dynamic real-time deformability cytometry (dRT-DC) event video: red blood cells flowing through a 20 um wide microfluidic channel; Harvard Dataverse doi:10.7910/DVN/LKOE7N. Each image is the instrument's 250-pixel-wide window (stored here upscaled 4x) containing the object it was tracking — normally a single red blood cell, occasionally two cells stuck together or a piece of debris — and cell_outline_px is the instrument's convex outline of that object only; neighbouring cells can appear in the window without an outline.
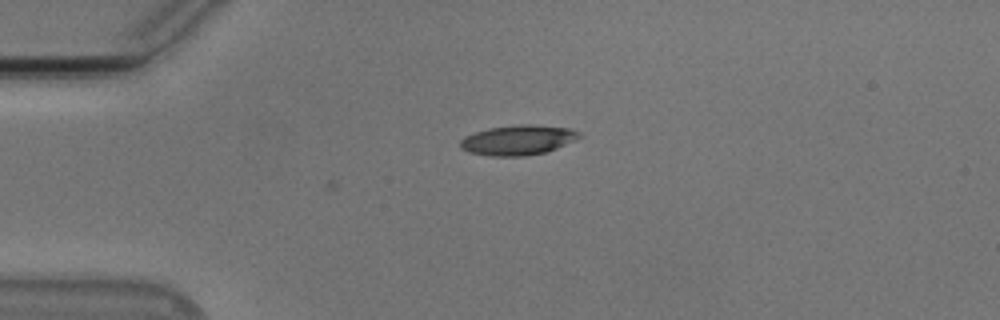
{"species": "Egyptian fruit bat (a non-hibernating species)", "species_latin": "Rousettus aegyptiacus", "temperature_condition": "cold", "stored_images_in_passage": 2, "camera_frame_rate_fps": 3000, "um_per_image_px": 0.085, "animal": {"sex": "male"}, "frame": {"image": 1, "passage_image": 2, "time_ms": 0.333, "image_size_px": [1000, 320], "cell_outline_px": [[584, 136], [576, 140], [548, 152], [524, 156], [492, 156], [468, 152], [460, 148], [460, 140], [464, 136], [488, 128], [520, 124], [528, 124], [572, 128], [580, 132]], "centroid_in_image_um": [44.07, 11.9], "position_along_channel_um": 40.9, "area_um2": 21.04}}